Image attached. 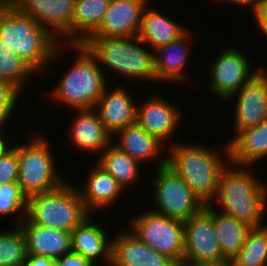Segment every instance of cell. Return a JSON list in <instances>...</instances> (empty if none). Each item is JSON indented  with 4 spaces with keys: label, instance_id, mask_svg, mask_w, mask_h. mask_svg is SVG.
Wrapping results in <instances>:
<instances>
[{
    "label": "cell",
    "instance_id": "ba28073f",
    "mask_svg": "<svg viewBox=\"0 0 267 266\" xmlns=\"http://www.w3.org/2000/svg\"><path fill=\"white\" fill-rule=\"evenodd\" d=\"M129 229L137 238L168 256L178 266H182L184 257V222L158 214L150 210L132 217L128 221Z\"/></svg>",
    "mask_w": 267,
    "mask_h": 266
},
{
    "label": "cell",
    "instance_id": "d4e9b609",
    "mask_svg": "<svg viewBox=\"0 0 267 266\" xmlns=\"http://www.w3.org/2000/svg\"><path fill=\"white\" fill-rule=\"evenodd\" d=\"M147 5L142 13V19L137 37L142 40L151 50L177 40L188 29ZM149 9V10H148Z\"/></svg>",
    "mask_w": 267,
    "mask_h": 266
},
{
    "label": "cell",
    "instance_id": "9c48e42d",
    "mask_svg": "<svg viewBox=\"0 0 267 266\" xmlns=\"http://www.w3.org/2000/svg\"><path fill=\"white\" fill-rule=\"evenodd\" d=\"M156 170L151 184L155 189L150 202L154 205L152 211L184 222L206 206L167 165Z\"/></svg>",
    "mask_w": 267,
    "mask_h": 266
},
{
    "label": "cell",
    "instance_id": "83f0119b",
    "mask_svg": "<svg viewBox=\"0 0 267 266\" xmlns=\"http://www.w3.org/2000/svg\"><path fill=\"white\" fill-rule=\"evenodd\" d=\"M215 208L213 207V225L220 250L224 258L232 260L244 244L252 227Z\"/></svg>",
    "mask_w": 267,
    "mask_h": 266
},
{
    "label": "cell",
    "instance_id": "836d02e7",
    "mask_svg": "<svg viewBox=\"0 0 267 266\" xmlns=\"http://www.w3.org/2000/svg\"><path fill=\"white\" fill-rule=\"evenodd\" d=\"M13 145L0 155V186L4 183L18 182V145Z\"/></svg>",
    "mask_w": 267,
    "mask_h": 266
},
{
    "label": "cell",
    "instance_id": "f1b7e54d",
    "mask_svg": "<svg viewBox=\"0 0 267 266\" xmlns=\"http://www.w3.org/2000/svg\"><path fill=\"white\" fill-rule=\"evenodd\" d=\"M231 266H267V225L252 227Z\"/></svg>",
    "mask_w": 267,
    "mask_h": 266
},
{
    "label": "cell",
    "instance_id": "ac0fdd59",
    "mask_svg": "<svg viewBox=\"0 0 267 266\" xmlns=\"http://www.w3.org/2000/svg\"><path fill=\"white\" fill-rule=\"evenodd\" d=\"M112 143L140 164L144 162V165L147 161L152 162L158 159L157 168L167 165V156H165L167 154L164 153L166 144L156 136L149 134L137 123L117 131L112 136Z\"/></svg>",
    "mask_w": 267,
    "mask_h": 266
},
{
    "label": "cell",
    "instance_id": "3957f363",
    "mask_svg": "<svg viewBox=\"0 0 267 266\" xmlns=\"http://www.w3.org/2000/svg\"><path fill=\"white\" fill-rule=\"evenodd\" d=\"M228 166L221 173L216 195L209 205H217L220 212L250 227L265 225L267 185L254 176L249 166L231 163Z\"/></svg>",
    "mask_w": 267,
    "mask_h": 266
},
{
    "label": "cell",
    "instance_id": "7a4b0ae2",
    "mask_svg": "<svg viewBox=\"0 0 267 266\" xmlns=\"http://www.w3.org/2000/svg\"><path fill=\"white\" fill-rule=\"evenodd\" d=\"M224 144L211 149L203 144L189 145L177 141L168 145L165 152L168 154L167 166L186 182L205 205L214 199L221 173L230 163L228 144Z\"/></svg>",
    "mask_w": 267,
    "mask_h": 266
},
{
    "label": "cell",
    "instance_id": "ffe728a7",
    "mask_svg": "<svg viewBox=\"0 0 267 266\" xmlns=\"http://www.w3.org/2000/svg\"><path fill=\"white\" fill-rule=\"evenodd\" d=\"M125 86L105 88L95 109L106 130L113 136L117 131L136 123L137 103Z\"/></svg>",
    "mask_w": 267,
    "mask_h": 266
},
{
    "label": "cell",
    "instance_id": "60d3db41",
    "mask_svg": "<svg viewBox=\"0 0 267 266\" xmlns=\"http://www.w3.org/2000/svg\"><path fill=\"white\" fill-rule=\"evenodd\" d=\"M6 2H4V0H0V9L1 7L5 4Z\"/></svg>",
    "mask_w": 267,
    "mask_h": 266
},
{
    "label": "cell",
    "instance_id": "277c9868",
    "mask_svg": "<svg viewBox=\"0 0 267 266\" xmlns=\"http://www.w3.org/2000/svg\"><path fill=\"white\" fill-rule=\"evenodd\" d=\"M110 72L133 80L156 82L154 51L137 36L87 37L81 43ZM145 45V46H144ZM145 47V48H144ZM109 68V69H108Z\"/></svg>",
    "mask_w": 267,
    "mask_h": 266
},
{
    "label": "cell",
    "instance_id": "44dd1931",
    "mask_svg": "<svg viewBox=\"0 0 267 266\" xmlns=\"http://www.w3.org/2000/svg\"><path fill=\"white\" fill-rule=\"evenodd\" d=\"M91 217H87L71 232V251L81 254L95 266L101 259V263L110 266L112 240H108L110 237L105 226L96 223Z\"/></svg>",
    "mask_w": 267,
    "mask_h": 266
},
{
    "label": "cell",
    "instance_id": "8992f818",
    "mask_svg": "<svg viewBox=\"0 0 267 266\" xmlns=\"http://www.w3.org/2000/svg\"><path fill=\"white\" fill-rule=\"evenodd\" d=\"M90 215L77 187L68 180L27 198L26 217L33 224L72 232Z\"/></svg>",
    "mask_w": 267,
    "mask_h": 266
},
{
    "label": "cell",
    "instance_id": "4fadbf2b",
    "mask_svg": "<svg viewBox=\"0 0 267 266\" xmlns=\"http://www.w3.org/2000/svg\"><path fill=\"white\" fill-rule=\"evenodd\" d=\"M236 97V98H235ZM233 110L234 135L246 128L254 127L267 120V70L261 69L248 83L244 84L235 94Z\"/></svg>",
    "mask_w": 267,
    "mask_h": 266
},
{
    "label": "cell",
    "instance_id": "6da1fadb",
    "mask_svg": "<svg viewBox=\"0 0 267 266\" xmlns=\"http://www.w3.org/2000/svg\"><path fill=\"white\" fill-rule=\"evenodd\" d=\"M0 41L36 74L50 62L58 60L66 49V44L60 43L45 27L11 2H6L0 9Z\"/></svg>",
    "mask_w": 267,
    "mask_h": 266
},
{
    "label": "cell",
    "instance_id": "ab89813d",
    "mask_svg": "<svg viewBox=\"0 0 267 266\" xmlns=\"http://www.w3.org/2000/svg\"><path fill=\"white\" fill-rule=\"evenodd\" d=\"M3 131H5V128H0V155L10 146L7 141L9 139H6V134Z\"/></svg>",
    "mask_w": 267,
    "mask_h": 266
},
{
    "label": "cell",
    "instance_id": "52a82bcc",
    "mask_svg": "<svg viewBox=\"0 0 267 266\" xmlns=\"http://www.w3.org/2000/svg\"><path fill=\"white\" fill-rule=\"evenodd\" d=\"M47 137L35 135L27 143H18V184L28 198L53 190L67 179L56 168L54 153ZM58 170V171H57Z\"/></svg>",
    "mask_w": 267,
    "mask_h": 266
},
{
    "label": "cell",
    "instance_id": "f35d334b",
    "mask_svg": "<svg viewBox=\"0 0 267 266\" xmlns=\"http://www.w3.org/2000/svg\"><path fill=\"white\" fill-rule=\"evenodd\" d=\"M262 0H214V2H222L224 4V2L227 4H233L235 7L239 5V7L245 6V8H247V6H249V11L251 8V13L255 10V8L258 6V4L261 2Z\"/></svg>",
    "mask_w": 267,
    "mask_h": 266
},
{
    "label": "cell",
    "instance_id": "30bf717a",
    "mask_svg": "<svg viewBox=\"0 0 267 266\" xmlns=\"http://www.w3.org/2000/svg\"><path fill=\"white\" fill-rule=\"evenodd\" d=\"M213 62L209 69V90L218 99L226 101L263 68L254 67L256 70H252L247 55L232 47L220 51Z\"/></svg>",
    "mask_w": 267,
    "mask_h": 266
},
{
    "label": "cell",
    "instance_id": "d590c367",
    "mask_svg": "<svg viewBox=\"0 0 267 266\" xmlns=\"http://www.w3.org/2000/svg\"><path fill=\"white\" fill-rule=\"evenodd\" d=\"M253 17L256 20L258 29L262 31V34L267 37V0H262L255 10L252 12Z\"/></svg>",
    "mask_w": 267,
    "mask_h": 266
},
{
    "label": "cell",
    "instance_id": "9a60e30c",
    "mask_svg": "<svg viewBox=\"0 0 267 266\" xmlns=\"http://www.w3.org/2000/svg\"><path fill=\"white\" fill-rule=\"evenodd\" d=\"M149 0H111L100 26L88 37H133Z\"/></svg>",
    "mask_w": 267,
    "mask_h": 266
},
{
    "label": "cell",
    "instance_id": "b9f144b4",
    "mask_svg": "<svg viewBox=\"0 0 267 266\" xmlns=\"http://www.w3.org/2000/svg\"><path fill=\"white\" fill-rule=\"evenodd\" d=\"M12 1H13V0H4V2H8V3H9V2H12Z\"/></svg>",
    "mask_w": 267,
    "mask_h": 266
},
{
    "label": "cell",
    "instance_id": "603a6c76",
    "mask_svg": "<svg viewBox=\"0 0 267 266\" xmlns=\"http://www.w3.org/2000/svg\"><path fill=\"white\" fill-rule=\"evenodd\" d=\"M88 171L84 187H77L86 209L92 214L104 208H111L124 193L123 187L96 162ZM95 165V166H94ZM111 205V206H110ZM96 210V212H95Z\"/></svg>",
    "mask_w": 267,
    "mask_h": 266
},
{
    "label": "cell",
    "instance_id": "2e32d148",
    "mask_svg": "<svg viewBox=\"0 0 267 266\" xmlns=\"http://www.w3.org/2000/svg\"><path fill=\"white\" fill-rule=\"evenodd\" d=\"M110 266H178L168 256L141 242L130 230L112 239Z\"/></svg>",
    "mask_w": 267,
    "mask_h": 266
},
{
    "label": "cell",
    "instance_id": "7402d4cb",
    "mask_svg": "<svg viewBox=\"0 0 267 266\" xmlns=\"http://www.w3.org/2000/svg\"><path fill=\"white\" fill-rule=\"evenodd\" d=\"M20 226L26 237L27 254L56 260L71 251V232L33 224L27 217Z\"/></svg>",
    "mask_w": 267,
    "mask_h": 266
},
{
    "label": "cell",
    "instance_id": "d6a6232c",
    "mask_svg": "<svg viewBox=\"0 0 267 266\" xmlns=\"http://www.w3.org/2000/svg\"><path fill=\"white\" fill-rule=\"evenodd\" d=\"M20 93L12 84L0 81V128H4L6 122L14 115Z\"/></svg>",
    "mask_w": 267,
    "mask_h": 266
},
{
    "label": "cell",
    "instance_id": "1f68e13d",
    "mask_svg": "<svg viewBox=\"0 0 267 266\" xmlns=\"http://www.w3.org/2000/svg\"><path fill=\"white\" fill-rule=\"evenodd\" d=\"M27 197L22 193L17 182L4 183L0 186V215L14 216L19 213V225L26 217Z\"/></svg>",
    "mask_w": 267,
    "mask_h": 266
},
{
    "label": "cell",
    "instance_id": "e575fe53",
    "mask_svg": "<svg viewBox=\"0 0 267 266\" xmlns=\"http://www.w3.org/2000/svg\"><path fill=\"white\" fill-rule=\"evenodd\" d=\"M56 266H95L81 254L70 251L55 260Z\"/></svg>",
    "mask_w": 267,
    "mask_h": 266
},
{
    "label": "cell",
    "instance_id": "5bb4252c",
    "mask_svg": "<svg viewBox=\"0 0 267 266\" xmlns=\"http://www.w3.org/2000/svg\"><path fill=\"white\" fill-rule=\"evenodd\" d=\"M147 99L137 104L136 123L164 144H173L174 133L184 120L183 112L174 102L166 101L158 94Z\"/></svg>",
    "mask_w": 267,
    "mask_h": 266
},
{
    "label": "cell",
    "instance_id": "5b68a950",
    "mask_svg": "<svg viewBox=\"0 0 267 266\" xmlns=\"http://www.w3.org/2000/svg\"><path fill=\"white\" fill-rule=\"evenodd\" d=\"M66 48L73 49L77 58L48 94L54 101L67 105V109L95 108L105 88L109 87L106 73L81 43L66 44Z\"/></svg>",
    "mask_w": 267,
    "mask_h": 266
},
{
    "label": "cell",
    "instance_id": "f546056e",
    "mask_svg": "<svg viewBox=\"0 0 267 266\" xmlns=\"http://www.w3.org/2000/svg\"><path fill=\"white\" fill-rule=\"evenodd\" d=\"M15 225L11 230L0 231V266L26 265V237L21 226Z\"/></svg>",
    "mask_w": 267,
    "mask_h": 266
},
{
    "label": "cell",
    "instance_id": "4dcf8cb0",
    "mask_svg": "<svg viewBox=\"0 0 267 266\" xmlns=\"http://www.w3.org/2000/svg\"><path fill=\"white\" fill-rule=\"evenodd\" d=\"M35 72L0 41V81L12 84L20 92Z\"/></svg>",
    "mask_w": 267,
    "mask_h": 266
},
{
    "label": "cell",
    "instance_id": "484cf974",
    "mask_svg": "<svg viewBox=\"0 0 267 266\" xmlns=\"http://www.w3.org/2000/svg\"><path fill=\"white\" fill-rule=\"evenodd\" d=\"M98 156L95 162L114 177L124 190H127L128 186L140 183L141 164L112 142Z\"/></svg>",
    "mask_w": 267,
    "mask_h": 266
},
{
    "label": "cell",
    "instance_id": "cb8c5ba5",
    "mask_svg": "<svg viewBox=\"0 0 267 266\" xmlns=\"http://www.w3.org/2000/svg\"><path fill=\"white\" fill-rule=\"evenodd\" d=\"M230 163L251 166L267 158V120L238 131L228 143Z\"/></svg>",
    "mask_w": 267,
    "mask_h": 266
},
{
    "label": "cell",
    "instance_id": "e0dca14e",
    "mask_svg": "<svg viewBox=\"0 0 267 266\" xmlns=\"http://www.w3.org/2000/svg\"><path fill=\"white\" fill-rule=\"evenodd\" d=\"M71 127L68 128V139L71 146L78 150L94 154L101 153L112 142L111 134L106 130L100 115L95 108L75 110ZM75 145V146H74Z\"/></svg>",
    "mask_w": 267,
    "mask_h": 266
},
{
    "label": "cell",
    "instance_id": "7c38bea8",
    "mask_svg": "<svg viewBox=\"0 0 267 266\" xmlns=\"http://www.w3.org/2000/svg\"><path fill=\"white\" fill-rule=\"evenodd\" d=\"M11 3L45 27L60 43L72 44L75 0H13Z\"/></svg>",
    "mask_w": 267,
    "mask_h": 266
},
{
    "label": "cell",
    "instance_id": "74e56055",
    "mask_svg": "<svg viewBox=\"0 0 267 266\" xmlns=\"http://www.w3.org/2000/svg\"><path fill=\"white\" fill-rule=\"evenodd\" d=\"M182 266H231V260L223 258L210 261L182 263Z\"/></svg>",
    "mask_w": 267,
    "mask_h": 266
},
{
    "label": "cell",
    "instance_id": "d6986e66",
    "mask_svg": "<svg viewBox=\"0 0 267 266\" xmlns=\"http://www.w3.org/2000/svg\"><path fill=\"white\" fill-rule=\"evenodd\" d=\"M193 34L187 30L177 40L171 41L154 50V71L156 82L180 83L187 79L185 67L190 57V41ZM166 81V82H165Z\"/></svg>",
    "mask_w": 267,
    "mask_h": 266
},
{
    "label": "cell",
    "instance_id": "8fae6325",
    "mask_svg": "<svg viewBox=\"0 0 267 266\" xmlns=\"http://www.w3.org/2000/svg\"><path fill=\"white\" fill-rule=\"evenodd\" d=\"M223 258L213 225V207L206 205L184 221L183 263Z\"/></svg>",
    "mask_w": 267,
    "mask_h": 266
},
{
    "label": "cell",
    "instance_id": "8d00e7d4",
    "mask_svg": "<svg viewBox=\"0 0 267 266\" xmlns=\"http://www.w3.org/2000/svg\"><path fill=\"white\" fill-rule=\"evenodd\" d=\"M25 266H56V262L45 256L27 254Z\"/></svg>",
    "mask_w": 267,
    "mask_h": 266
},
{
    "label": "cell",
    "instance_id": "4316f807",
    "mask_svg": "<svg viewBox=\"0 0 267 266\" xmlns=\"http://www.w3.org/2000/svg\"><path fill=\"white\" fill-rule=\"evenodd\" d=\"M111 0H75L72 44L82 43L101 24Z\"/></svg>",
    "mask_w": 267,
    "mask_h": 266
}]
</instances>
